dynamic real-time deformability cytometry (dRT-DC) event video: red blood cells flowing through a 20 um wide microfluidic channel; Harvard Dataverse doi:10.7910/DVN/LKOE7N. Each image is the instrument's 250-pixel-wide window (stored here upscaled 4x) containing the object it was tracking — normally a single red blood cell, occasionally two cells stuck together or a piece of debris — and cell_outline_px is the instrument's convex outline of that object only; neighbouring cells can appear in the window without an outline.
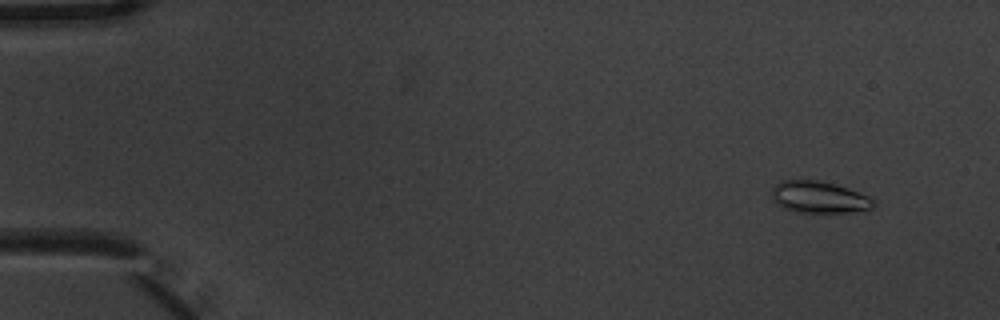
{"species": "common noctule bat (a hibernating species)", "species_latin": "Nyctalus noctula", "temperature_condition": "warm", "stored_images_in_passage": 6, "camera_frame_rate_fps": 3000, "um_per_image_px": 0.085, "animal": {"sex": "male", "body_mass_g": 20.1, "forearm_length_mm": 53.5}, "frame": {"image": 1, "passage_image": 2, "time_ms": 0.333, "image_size_px": [1000, 320], "cell_outline_px": [[876, 204], [872, 208], [848, 212], [796, 212], [784, 208], [776, 204], [772, 200], [772, 188], [780, 180], [820, 180], [836, 184], [848, 188], [868, 196], [876, 200]], "centroid_in_image_um": [69.6, 16.75], "position_along_channel_um": 15.4, "area_um2": 18.96}}
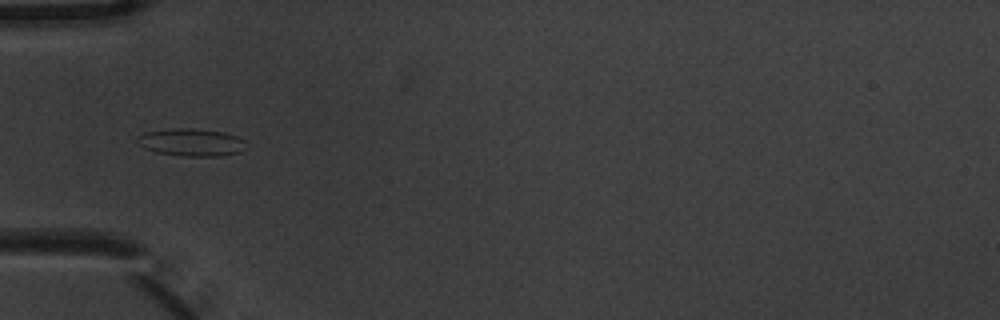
{"frame": {"image": 2, "passage_image": 6, "time_ms": 1.667, "image_size_px": [1000, 320], "cell_outline_px": [[248, 148], [240, 152], [224, 156], [180, 156], [156, 152], [144, 148], [136, 140], [136, 136], [144, 132], [172, 128], [192, 128], [224, 132], [236, 136], [244, 140]], "centroid_in_image_um": [16.28, 12.1], "position_along_channel_um": 68.7, "area_um2": 17.74}}